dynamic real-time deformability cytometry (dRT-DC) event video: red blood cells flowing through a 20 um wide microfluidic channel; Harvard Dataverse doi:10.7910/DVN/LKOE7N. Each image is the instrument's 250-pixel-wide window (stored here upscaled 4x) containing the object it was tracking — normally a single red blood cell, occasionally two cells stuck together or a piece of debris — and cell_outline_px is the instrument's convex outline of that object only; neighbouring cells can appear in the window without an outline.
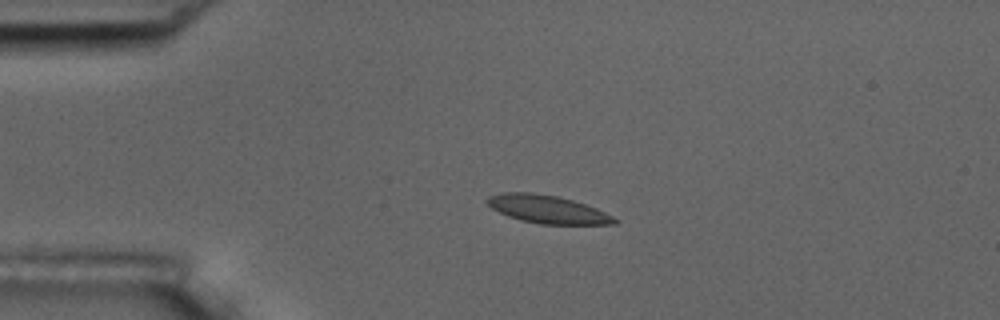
{"species": "common noctule bat (a hibernating species)", "species_latin": "Nyctalus noctula", "temperature_condition": "room temperature", "stored_images_in_passage": 3, "camera_frame_rate_fps": 3000, "um_per_image_px": 0.085, "animal": {"sex": "male", "body_mass_g": 17.5, "forearm_length_mm": 52.3}, "frame": {"image": 1, "passage_image": 2, "time_ms": 1.333, "image_size_px": [1000, 320], "cell_outline_px": [[620, 220], [616, 224], [540, 224], [508, 216], [492, 208], [484, 200], [488, 196], [504, 192], [532, 192], [556, 196], [572, 200], [596, 208]], "centroid_in_image_um": [46.53, 17.78], "position_along_channel_um": 38.5, "area_um2": 20.58}}